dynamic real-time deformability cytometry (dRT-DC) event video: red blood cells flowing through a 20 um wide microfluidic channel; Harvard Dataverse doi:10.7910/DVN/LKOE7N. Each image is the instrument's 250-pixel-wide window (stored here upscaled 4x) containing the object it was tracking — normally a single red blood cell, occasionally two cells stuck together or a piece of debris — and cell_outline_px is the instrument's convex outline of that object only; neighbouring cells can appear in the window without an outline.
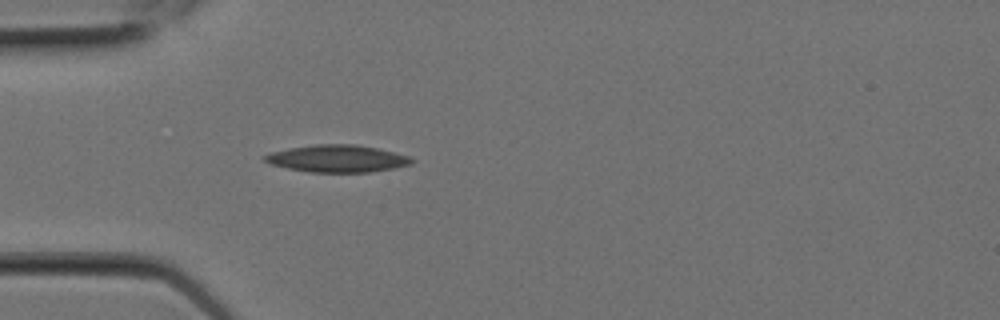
{"species": "Egyptian fruit bat (a non-hibernating species)", "species_latin": "Rousettus aegyptiacus", "temperature_condition": "room temperature", "stored_images_in_passage": 1, "camera_frame_rate_fps": 3000, "um_per_image_px": 0.085, "animal": {"sex": "female"}, "frame": {"image": 1, "passage_image": 1, "time_ms": 0.0, "image_size_px": [1000, 320], "cell_outline_px": [[416, 160], [412, 164], [392, 168], [368, 172], [308, 172], [288, 168], [272, 164], [264, 160], [264, 156], [272, 152], [288, 148], [316, 144], [356, 144], [376, 148], [408, 156]], "centroid_in_image_um": [28.68, 13.48], "position_along_channel_um": 56.3, "area_um2": 23.06}}